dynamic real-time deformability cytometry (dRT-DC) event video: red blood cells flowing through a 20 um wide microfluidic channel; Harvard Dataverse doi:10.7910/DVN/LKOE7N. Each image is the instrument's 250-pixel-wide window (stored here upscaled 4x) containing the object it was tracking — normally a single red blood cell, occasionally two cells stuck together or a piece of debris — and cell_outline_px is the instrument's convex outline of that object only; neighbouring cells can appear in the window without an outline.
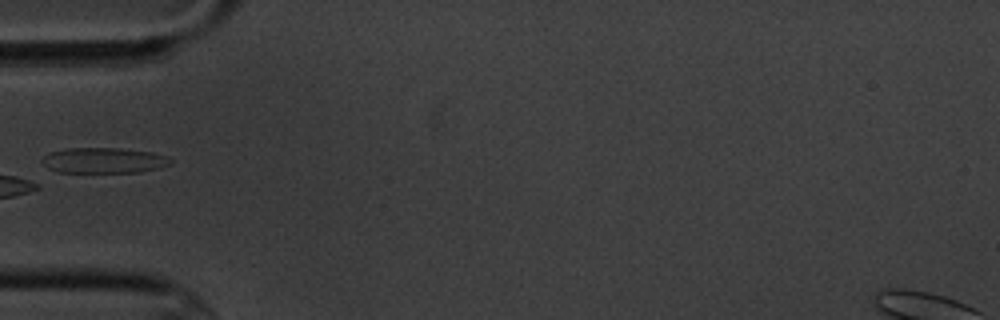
{"species": "common noctule bat (a hibernating species)", "species_latin": "Nyctalus noctula", "temperature_condition": "cold", "stored_images_in_passage": 4, "camera_frame_rate_fps": 3000, "um_per_image_px": 0.085, "animal": {"sex": "male", "body_mass_g": 20.1, "forearm_length_mm": 53.5}, "frame": {"image": 1, "passage_image": 4, "time_ms": 4.333, "image_size_px": [1000, 320], "cell_outline_px": [[172, 164], [160, 168], [140, 172], [56, 172], [48, 168], [40, 160], [48, 152], [68, 148], [120, 148], [152, 152], [164, 156], [172, 160]], "centroid_in_image_um": [8.81, 13.63], "position_along_channel_um": 76.2, "area_um2": 19.19}}